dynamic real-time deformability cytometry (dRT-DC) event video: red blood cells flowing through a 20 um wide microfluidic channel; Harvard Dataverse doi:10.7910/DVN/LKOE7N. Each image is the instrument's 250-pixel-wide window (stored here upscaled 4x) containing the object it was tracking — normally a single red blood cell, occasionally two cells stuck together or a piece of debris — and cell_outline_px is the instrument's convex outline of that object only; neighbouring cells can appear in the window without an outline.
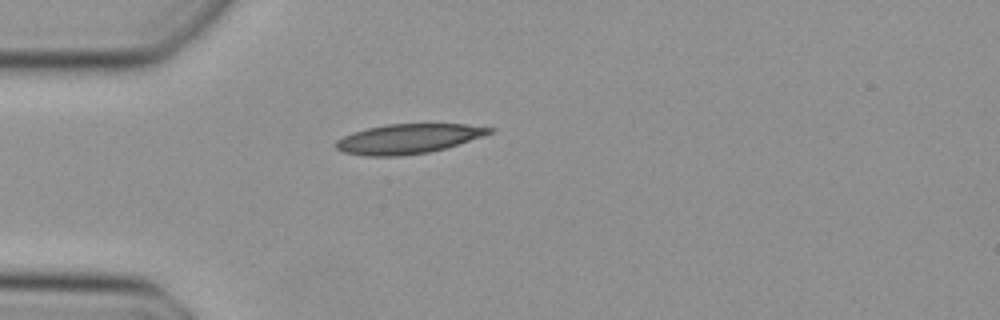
{"species": "Egyptian fruit bat (a non-hibernating species)", "species_latin": "Rousettus aegyptiacus", "temperature_condition": "cold", "stored_images_in_passage": 36, "camera_frame_rate_fps": 3000, "um_per_image_px": 0.085, "animal": {"sex": "female"}, "frame": {"image": 1, "passage_image": 1, "time_ms": 0.0, "image_size_px": [1000, 320], "cell_outline_px": [[496, 128], [492, 132], [484, 136], [444, 148], [428, 152], [400, 156], [364, 156], [344, 152], [336, 148], [332, 144], [336, 140], [352, 132], [368, 128], [388, 124], [464, 124]], "centroid_in_image_um": [34.67, 11.79], "position_along_channel_um": 50.3, "area_um2": 26.47}}
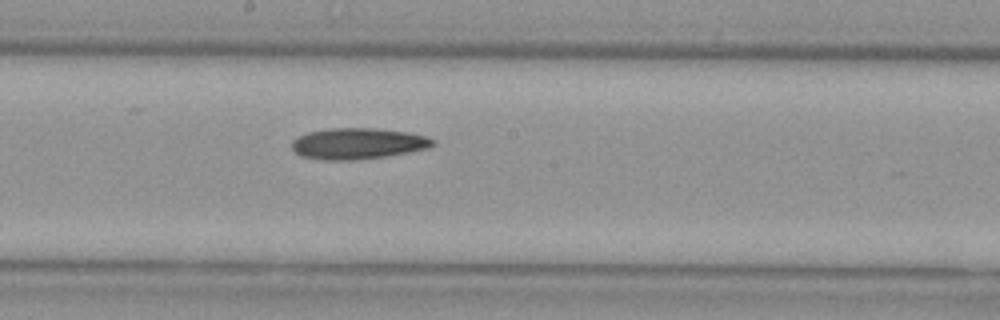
{"frame": {"image": 2, "passage_image": 14, "time_ms": 4.333, "image_size_px": [1000, 320], "cell_outline_px": [[436, 144], [428, 148], [408, 152], [384, 156], [352, 160], [324, 160], [300, 156], [292, 148], [292, 140], [296, 136], [308, 132], [328, 128], [376, 128], [408, 132], [428, 136], [436, 140]], "centroid_in_image_um": [30.42, 12.19], "position_along_channel_um": 217.8, "area_um2": 25.72}}
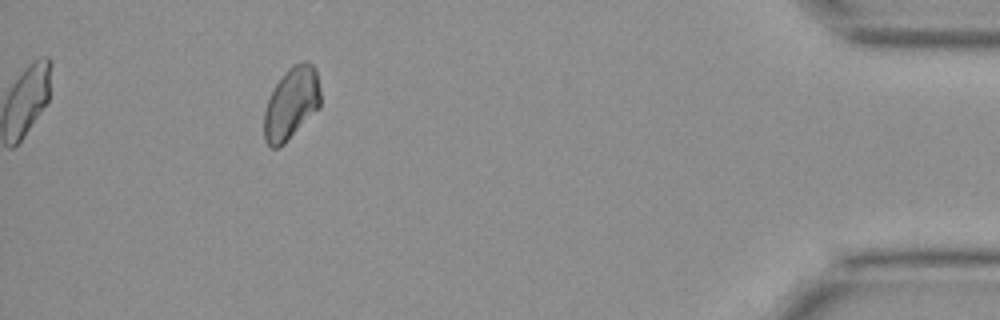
{"frame": {"image": 3, "passage_image": 32, "time_ms": 10.333, "image_size_px": [1000, 320], "cell_outline_px": [[320, 108], [280, 148], [272, 148], [264, 140], [264, 112], [268, 100], [276, 84], [284, 72], [292, 64], [304, 60], [308, 60], [316, 68], [320, 88]], "centroid_in_image_um": [24.78, 8.77], "position_along_channel_um": 410.4, "area_um2": 23.99}}